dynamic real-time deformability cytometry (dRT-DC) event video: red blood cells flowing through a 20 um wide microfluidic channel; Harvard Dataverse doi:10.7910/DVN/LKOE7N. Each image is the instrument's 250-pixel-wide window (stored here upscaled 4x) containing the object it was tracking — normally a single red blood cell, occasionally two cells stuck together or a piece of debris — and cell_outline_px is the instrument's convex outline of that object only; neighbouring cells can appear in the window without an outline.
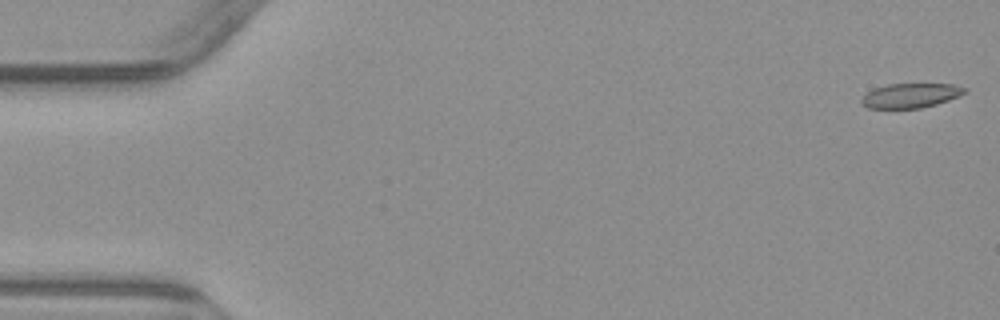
{"species": "common noctule bat (a hibernating species)", "species_latin": "Nyctalus noctula", "temperature_condition": "warm", "stored_images_in_passage": 6, "camera_frame_rate_fps": 3000, "um_per_image_px": 0.085, "animal": {"sex": "male", "body_mass_g": 23.1, "forearm_length_mm": 52.7}, "frame": {"image": 1, "passage_image": 1, "time_ms": 0.0, "image_size_px": [1000, 320], "cell_outline_px": [[968, 92], [960, 96], [936, 104], [920, 108], [868, 108], [860, 100], [868, 92], [876, 88], [888, 84], [956, 84], [968, 88]], "centroid_in_image_um": [77.48, 8.11], "position_along_channel_um": 7.5, "area_um2": 14.68}}
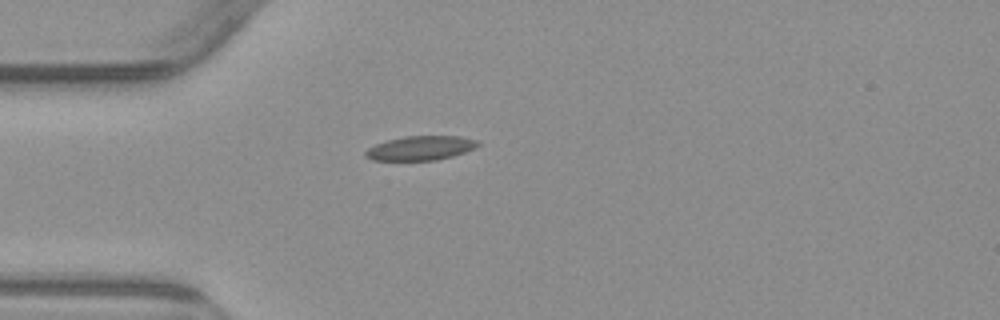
{"frame": {"image": 2, "passage_image": 5, "time_ms": 4.667, "image_size_px": [1000, 320], "cell_outline_px": [[480, 144], [476, 148], [452, 156], [436, 160], [372, 160], [364, 156], [364, 152], [368, 148], [376, 144], [388, 140], [404, 136], [460, 136], [476, 140]], "centroid_in_image_um": [35.74, 12.58], "position_along_channel_um": 49.3, "area_um2": 15.84}}